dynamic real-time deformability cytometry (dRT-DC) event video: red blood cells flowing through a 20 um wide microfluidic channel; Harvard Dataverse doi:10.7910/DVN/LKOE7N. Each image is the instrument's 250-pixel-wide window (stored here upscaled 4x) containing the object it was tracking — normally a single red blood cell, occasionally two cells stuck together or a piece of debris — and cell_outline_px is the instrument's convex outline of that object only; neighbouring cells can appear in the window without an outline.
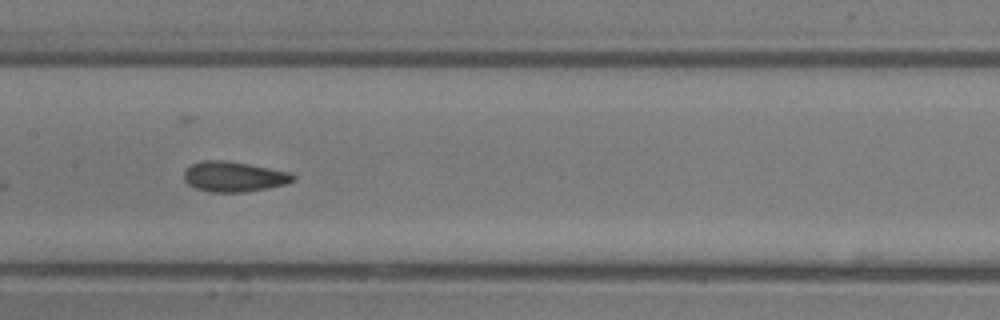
{"species": "common noctule bat (a hibernating species)", "species_latin": "Nyctalus noctula", "temperature_condition": "room temperature", "stored_images_in_passage": 8, "camera_frame_rate_fps": 3000, "um_per_image_px": 0.085, "animal": {"sex": "male", "body_mass_g": 13.3}, "frame": {"image": 1, "passage_image": 8, "time_ms": 8.0, "image_size_px": [1000, 320], "cell_outline_px": [[296, 180], [288, 184], [268, 188], [244, 192], [208, 192], [196, 188], [188, 184], [184, 180], [184, 172], [192, 164], [200, 160], [224, 160], [248, 164], [292, 172], [296, 176]], "centroid_in_image_um": [19.92, 15.02], "position_along_channel_um": 187.5, "area_um2": 19.42}}